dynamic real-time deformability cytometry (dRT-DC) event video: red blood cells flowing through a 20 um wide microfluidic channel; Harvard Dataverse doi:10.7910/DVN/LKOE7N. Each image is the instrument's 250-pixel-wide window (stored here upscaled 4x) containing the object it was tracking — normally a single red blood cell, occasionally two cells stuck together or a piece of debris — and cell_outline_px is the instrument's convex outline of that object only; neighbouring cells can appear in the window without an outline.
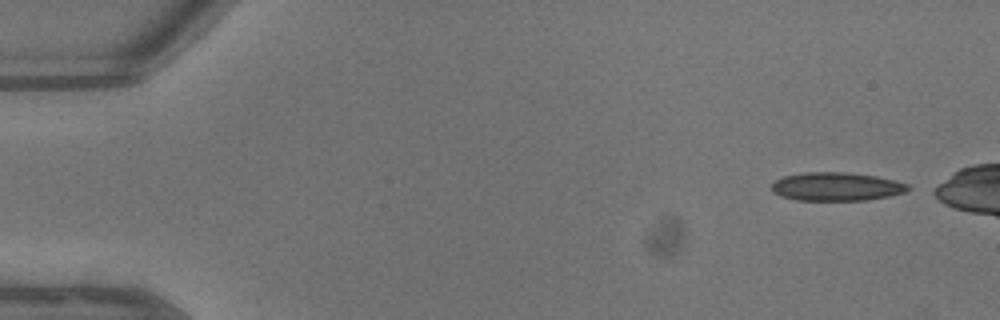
{"species": "common noctule bat (a hibernating species)", "species_latin": "Nyctalus noctula", "temperature_condition": "warm", "stored_images_in_passage": 38, "camera_frame_rate_fps": 3000, "um_per_image_px": 0.085, "animal": {"sex": "male", "body_mass_g": 13.3}, "frame": {"image": 1, "passage_image": 1, "time_ms": 0.0, "image_size_px": [1000, 320], "cell_outline_px": [[912, 188], [904, 192], [888, 196], [868, 200], [796, 200], [780, 196], [772, 192], [772, 184], [776, 180], [784, 176], [804, 172], [844, 172], [876, 176], [896, 180], [908, 184]], "centroid_in_image_um": [71.1, 15.86], "position_along_channel_um": 13.9, "area_um2": 22.66}}
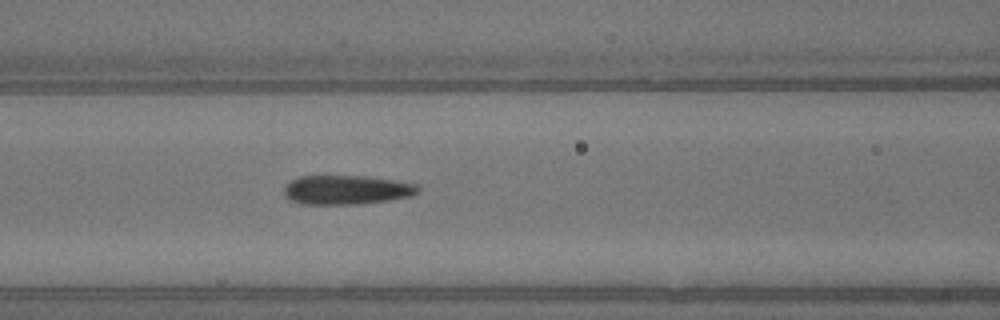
{"frame": {"image": 2, "passage_image": 17, "time_ms": 5.333, "image_size_px": [1000, 320], "cell_outline_px": [[420, 188], [416, 192], [408, 196], [388, 200], [360, 204], [300, 204], [284, 196], [284, 184], [300, 176], [364, 176], [392, 180], [416, 184]], "centroid_in_image_um": [29.38, 16.14], "position_along_channel_um": 137.2, "area_um2": 22.6}}
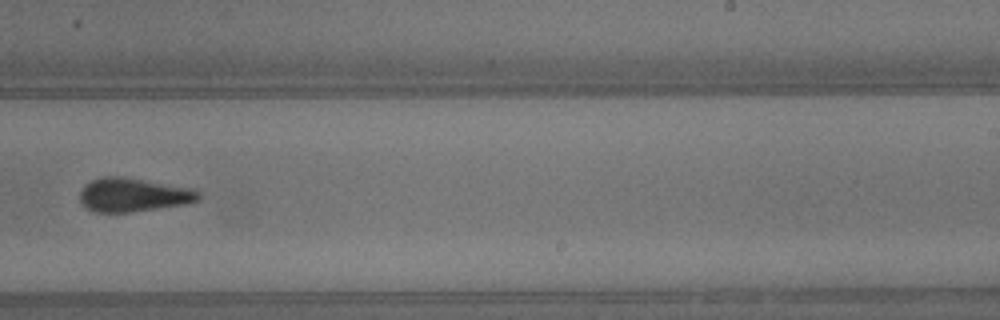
{"frame": {"image": 3, "passage_image": 26, "time_ms": 8.333, "image_size_px": [1000, 320], "cell_outline_px": [[200, 196], [196, 200], [188, 204], [128, 212], [96, 212], [88, 208], [80, 200], [80, 192], [84, 184], [100, 176], [120, 176], [196, 188], [200, 192]], "centroid_in_image_um": [11.35, 16.54], "position_along_channel_um": 277.6, "area_um2": 23.41}}